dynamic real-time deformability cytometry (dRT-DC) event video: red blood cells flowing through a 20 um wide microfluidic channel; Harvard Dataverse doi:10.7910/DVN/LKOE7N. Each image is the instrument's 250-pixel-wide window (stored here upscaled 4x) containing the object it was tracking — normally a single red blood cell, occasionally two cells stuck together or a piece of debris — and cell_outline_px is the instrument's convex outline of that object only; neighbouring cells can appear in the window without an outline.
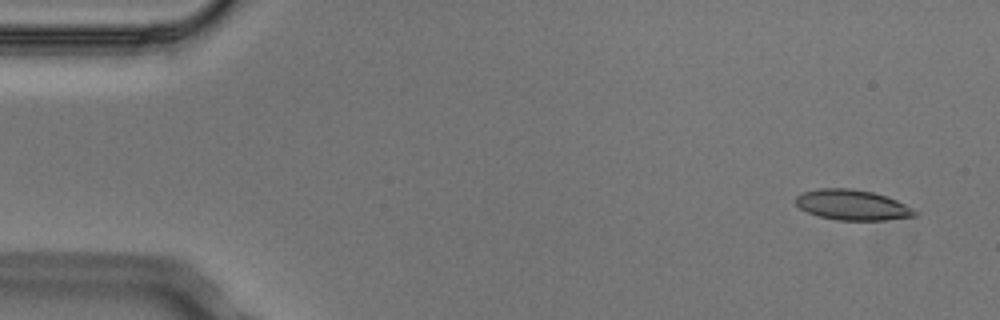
{"species": "Egyptian fruit bat (a non-hibernating species)", "species_latin": "Rousettus aegyptiacus", "temperature_condition": "cold", "stored_images_in_passage": 4, "camera_frame_rate_fps": 3000, "um_per_image_px": 0.085, "animal": {"sex": "male"}, "frame": {"image": 1, "passage_image": 1, "time_ms": 0.0, "image_size_px": [1000, 320], "cell_outline_px": [[920, 216], [884, 220], [836, 220], [820, 216], [808, 212], [800, 208], [796, 204], [796, 196], [804, 192], [820, 188], [852, 188], [872, 192], [896, 200], [920, 212]], "centroid_in_image_um": [72.49, 17.43], "position_along_channel_um": 12.5, "area_um2": 21.04}}
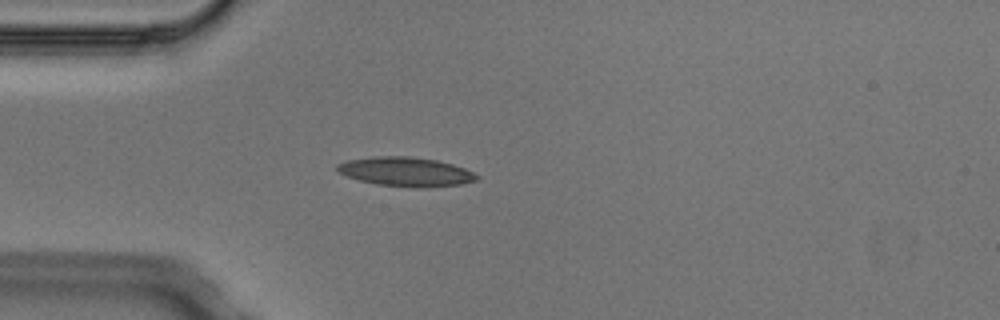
{"frame": {"image": 2, "passage_image": 4, "time_ms": 1.0, "image_size_px": [1000, 320], "cell_outline_px": [[480, 176], [476, 180], [460, 184], [416, 188], [376, 184], [360, 180], [336, 172], [336, 164], [348, 160], [372, 156], [408, 156], [436, 160], [452, 164], [464, 168]], "centroid_in_image_um": [34.45, 14.59], "position_along_channel_um": 50.5, "area_um2": 23.64}}